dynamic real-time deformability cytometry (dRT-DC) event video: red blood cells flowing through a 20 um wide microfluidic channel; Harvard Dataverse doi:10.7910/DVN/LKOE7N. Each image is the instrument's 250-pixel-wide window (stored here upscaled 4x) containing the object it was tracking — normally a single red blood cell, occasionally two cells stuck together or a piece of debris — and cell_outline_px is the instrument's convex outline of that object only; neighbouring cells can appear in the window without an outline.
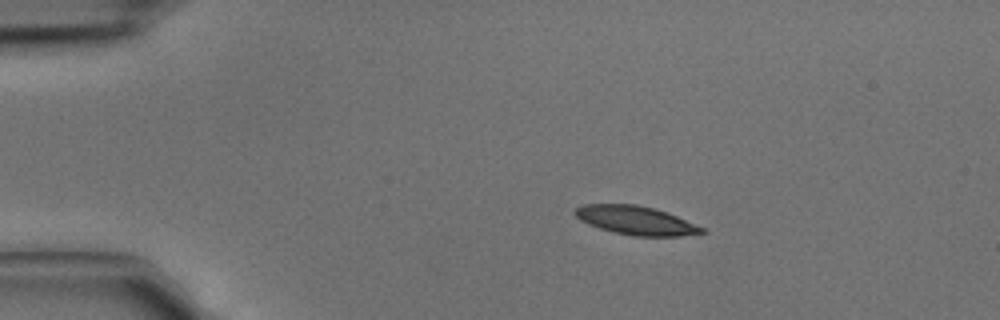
{"species": "common noctule bat (a hibernating species)", "species_latin": "Nyctalus noctula", "temperature_condition": "cold", "stored_images_in_passage": 3, "camera_frame_rate_fps": 3000, "um_per_image_px": 0.085, "animal": {"sex": "male", "body_mass_g": 15.6}, "frame": {"image": 1, "passage_image": 2, "time_ms": 0.333, "image_size_px": [1000, 320], "cell_outline_px": [[708, 232], [680, 236], [632, 236], [612, 232], [588, 224], [580, 220], [572, 212], [576, 208], [584, 204], [636, 204], [652, 208], [676, 216], [704, 228]], "centroid_in_image_um": [54.01, 18.74], "position_along_channel_um": 31.0, "area_um2": 21.1}}
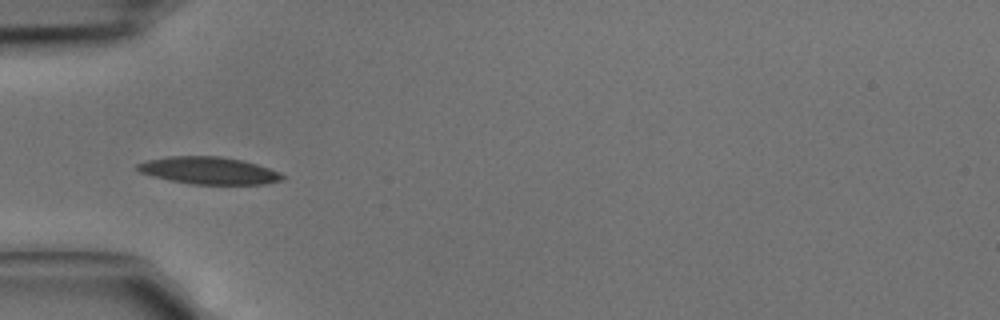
{"frame": {"image": 2, "passage_image": 3, "time_ms": 0.667, "image_size_px": [1000, 320], "cell_outline_px": [[288, 176], [284, 180], [268, 184], [192, 184], [152, 176], [140, 172], [136, 168], [136, 164], [148, 160], [168, 156], [220, 156], [244, 160], [280, 172]], "centroid_in_image_um": [17.81, 14.5], "position_along_channel_um": 67.2, "area_um2": 23.12}}